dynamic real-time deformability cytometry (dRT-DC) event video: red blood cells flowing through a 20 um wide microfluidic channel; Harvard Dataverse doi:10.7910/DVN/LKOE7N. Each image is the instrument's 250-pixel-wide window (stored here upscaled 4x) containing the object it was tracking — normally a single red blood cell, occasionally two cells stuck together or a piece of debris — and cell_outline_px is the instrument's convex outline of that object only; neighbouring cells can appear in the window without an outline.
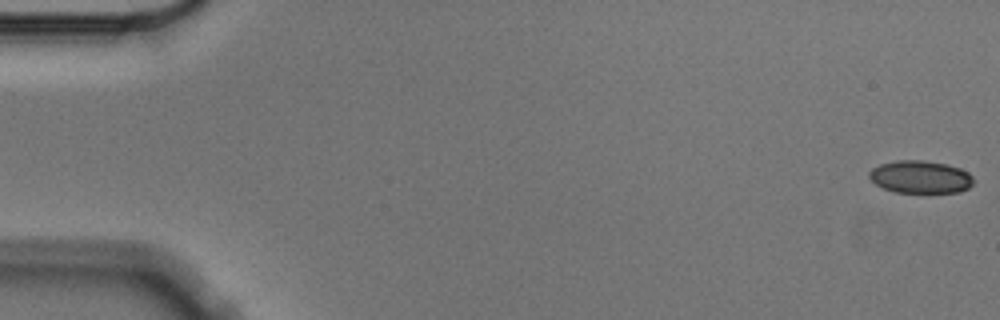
{"species": "Egyptian fruit bat (a non-hibernating species)", "species_latin": "Rousettus aegyptiacus", "temperature_condition": "cold", "stored_images_in_passage": 8, "camera_frame_rate_fps": 3000, "um_per_image_px": 0.085, "animal": {"sex": "male"}, "frame": {"image": 1, "passage_image": 1, "time_ms": 0.0, "image_size_px": [1000, 320], "cell_outline_px": [[972, 184], [968, 188], [960, 192], [896, 192], [884, 188], [876, 184], [868, 176], [868, 172], [872, 168], [880, 164], [896, 160], [924, 160], [948, 164], [960, 168], [968, 172], [972, 176]], "centroid_in_image_um": [78.23, 15.02], "position_along_channel_um": 6.8, "area_um2": 19.83}}
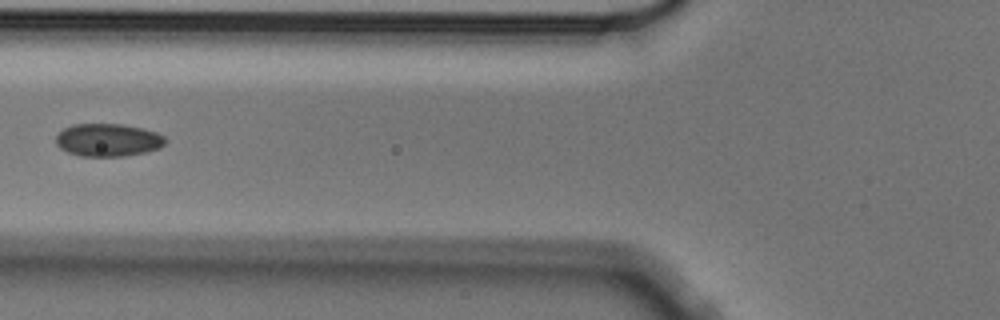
{"frame": {"image": 2, "passage_image": 6, "time_ms": 1.667, "image_size_px": [1000, 320], "cell_outline_px": [[168, 140], [160, 148], [144, 152], [124, 156], [80, 156], [68, 152], [60, 148], [56, 144], [56, 136], [64, 128], [72, 124], [124, 124], [144, 128], [156, 132], [164, 136]], "centroid_in_image_um": [9.2, 11.89], "position_along_channel_um": 116.6, "area_um2": 21.04}}
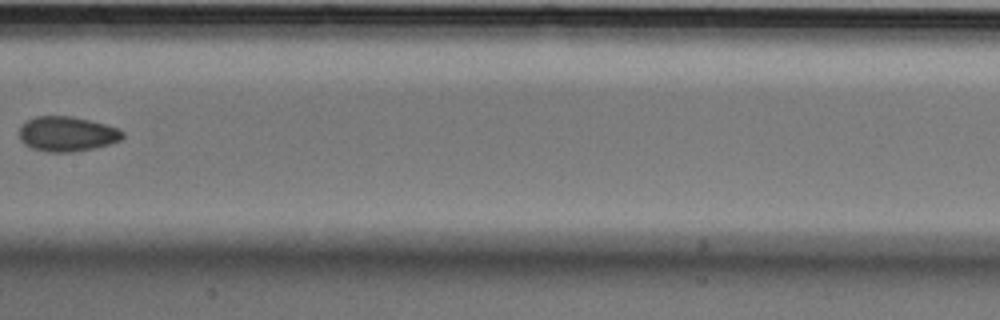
{"frame": {"image": 3, "passage_image": 8, "time_ms": 2.333, "image_size_px": [1000, 320], "cell_outline_px": [[124, 136], [120, 140], [112, 144], [96, 148], [72, 152], [48, 152], [32, 148], [24, 144], [20, 140], [20, 128], [28, 120], [36, 116], [72, 116], [120, 128], [124, 132]], "centroid_in_image_um": [5.73, 11.39], "position_along_channel_um": 201.7, "area_um2": 21.1}}